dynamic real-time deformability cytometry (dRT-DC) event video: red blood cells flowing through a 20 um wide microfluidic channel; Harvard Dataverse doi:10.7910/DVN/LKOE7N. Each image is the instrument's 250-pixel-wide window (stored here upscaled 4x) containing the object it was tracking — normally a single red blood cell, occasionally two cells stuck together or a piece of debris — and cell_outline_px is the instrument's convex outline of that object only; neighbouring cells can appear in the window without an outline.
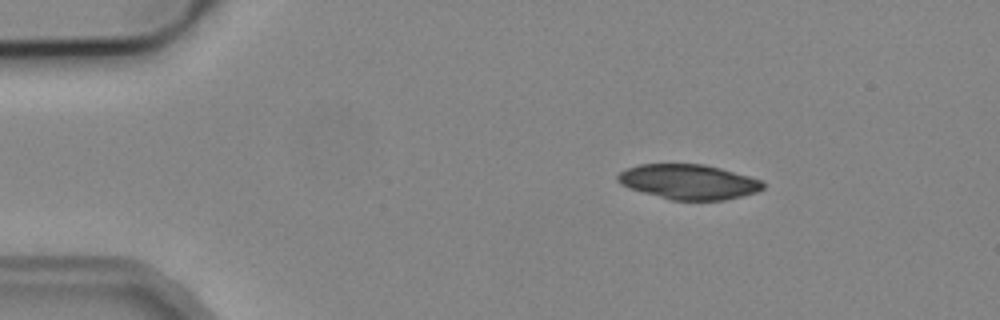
{"species": "common noctule bat (a hibernating species)", "species_latin": "Nyctalus noctula", "temperature_condition": "cold", "stored_images_in_passage": 4, "camera_frame_rate_fps": 3000, "um_per_image_px": 0.085, "animal": {"sex": "male", "body_mass_g": 19.2, "forearm_length_mm": 51.8}, "frame": {"image": 1, "passage_image": 1, "time_ms": 0.0, "image_size_px": [1000, 320], "cell_outline_px": [[764, 188], [756, 192], [724, 200], [672, 200], [628, 188], [620, 184], [616, 180], [616, 176], [620, 172], [628, 168], [640, 164], [704, 164], [720, 168], [764, 180]], "centroid_in_image_um": [58.53, 15.45], "position_along_channel_um": 26.5, "area_um2": 29.54}}